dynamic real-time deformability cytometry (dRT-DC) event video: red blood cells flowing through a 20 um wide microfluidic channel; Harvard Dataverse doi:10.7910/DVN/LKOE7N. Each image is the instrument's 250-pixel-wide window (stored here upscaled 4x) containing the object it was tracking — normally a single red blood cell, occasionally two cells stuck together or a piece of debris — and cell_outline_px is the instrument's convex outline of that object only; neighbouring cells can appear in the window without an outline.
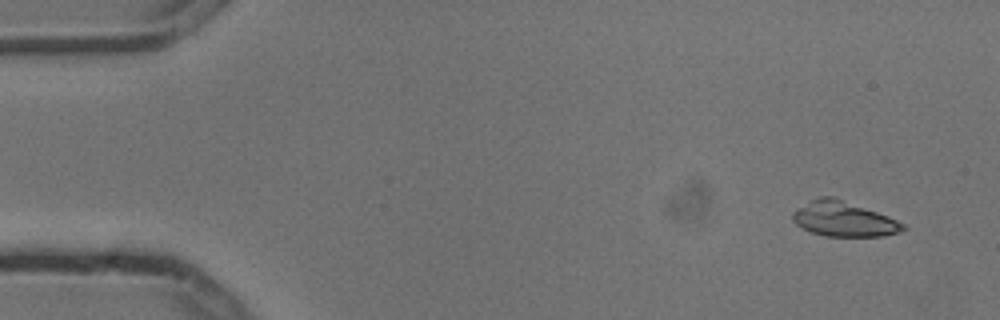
{"species": "common noctule bat (a hibernating species)", "species_latin": "Nyctalus noctula", "temperature_condition": "cold", "stored_images_in_passage": 9, "camera_frame_rate_fps": 3000, "um_per_image_px": 0.085, "animal": {"sex": "male", "body_mass_g": 13.3}, "frame": {"image": 1, "passage_image": 1, "time_ms": 0.0, "image_size_px": [1000, 320], "cell_outline_px": [[908, 228], [900, 232], [884, 236], [824, 236], [812, 232], [796, 224], [792, 220], [792, 212], [812, 200], [820, 196], [832, 196], [888, 216], [904, 224]], "centroid_in_image_um": [71.73, 18.63], "position_along_channel_um": 13.3, "area_um2": 22.2}}